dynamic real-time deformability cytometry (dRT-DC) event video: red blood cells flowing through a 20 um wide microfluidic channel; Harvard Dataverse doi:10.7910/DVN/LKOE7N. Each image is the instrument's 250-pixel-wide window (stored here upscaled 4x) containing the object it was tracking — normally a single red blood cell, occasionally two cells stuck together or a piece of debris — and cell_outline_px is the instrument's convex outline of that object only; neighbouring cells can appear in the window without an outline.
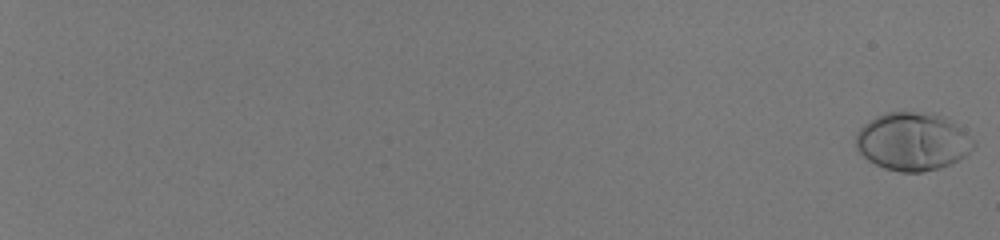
{"species": "human", "species_latin": "Homo sapiens", "temperature_condition": "room temperature", "stored_images_in_passage": 59, "camera_frame_rate_fps": 3000, "um_per_image_px": 0.085, "donor": {"sex": "male"}, "frame": {"image": 1, "passage_image": 1, "time_ms": 0.0, "image_size_px": [1000, 240], "cell_outline_px": [[976, 144], [964, 156], [952, 164], [940, 168], [920, 172], [900, 172], [884, 168], [868, 160], [856, 148], [856, 132], [864, 124], [876, 116], [884, 112], [932, 112], [944, 116], [952, 120], [976, 140]], "centroid_in_image_um": [77.6, 12.01], "position_along_channel_um": 7.4, "area_um2": 40.17}}
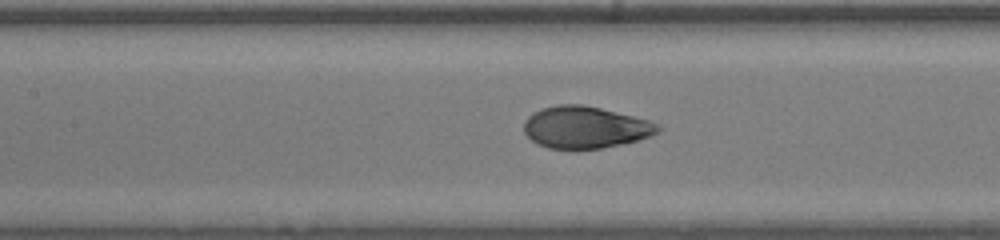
{"frame": {"image": 2, "passage_image": 35, "time_ms": 11.333, "image_size_px": [1000, 240], "cell_outline_px": [[660, 128], [652, 136], [620, 144], [600, 148], [548, 148], [536, 144], [524, 132], [524, 120], [532, 112], [540, 108], [556, 104], [580, 104], [600, 108], [648, 120], [656, 124]], "centroid_in_image_um": [49.68, 10.81], "position_along_channel_um": 157.7, "area_um2": 32.43}}
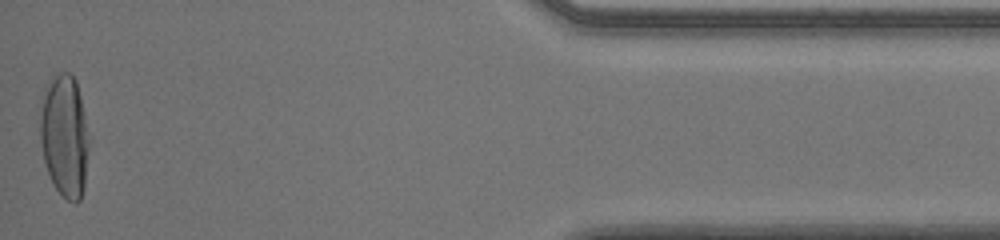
{"frame": {"image": 3, "passage_image": 59, "time_ms": 19.333, "image_size_px": [1000, 240], "cell_outline_px": [[92, 136], [84, 188], [80, 200], [76, 204], [68, 200], [56, 188], [48, 172], [44, 160], [40, 140], [40, 96], [52, 76], [60, 72], [68, 72], [76, 80]], "centroid_in_image_um": [5.53, 11.51], "position_along_channel_um": 429.7, "area_um2": 36.07}, "authors_computed_cell_mechanics": {"area_um2": 34.0442, "velocity_mm_per_s": 4.0272, "shape_relaxation_time_tau1_ms": 3.4168, "shape_relaxation_time_tau2_ms": null, "deformation_change_tau1": 0.201, "deformation_change_tau2": null}}